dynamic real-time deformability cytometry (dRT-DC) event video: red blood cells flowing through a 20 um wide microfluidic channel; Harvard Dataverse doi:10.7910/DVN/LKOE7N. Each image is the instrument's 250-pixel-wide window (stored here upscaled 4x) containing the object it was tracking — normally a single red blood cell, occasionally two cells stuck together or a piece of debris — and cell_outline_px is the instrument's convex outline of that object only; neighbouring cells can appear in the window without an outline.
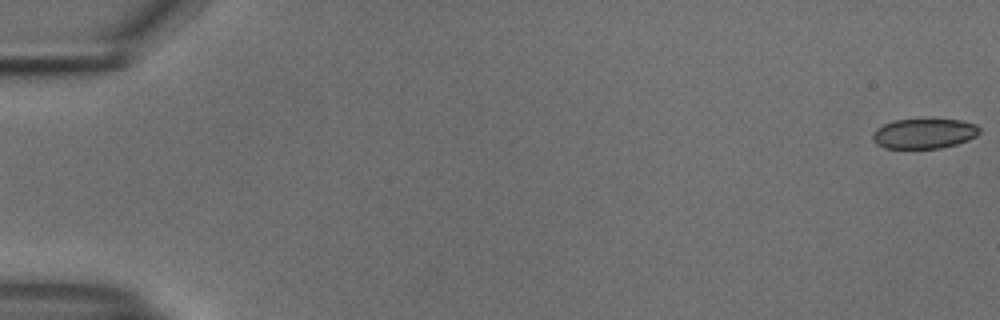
{"species": "common noctule bat (a hibernating species)", "species_latin": "Nyctalus noctula", "temperature_condition": "cold", "stored_images_in_passage": 55, "camera_frame_rate_fps": 3000, "um_per_image_px": 0.085, "animal": {"sex": "male", "body_mass_g": 18.8}, "frame": {"image": 1, "passage_image": 1, "time_ms": 0.0, "image_size_px": [1000, 320], "cell_outline_px": [[980, 132], [976, 136], [968, 140], [956, 144], [940, 148], [884, 148], [876, 144], [872, 140], [872, 136], [876, 128], [884, 124], [896, 120], [960, 120], [976, 124], [980, 128]], "centroid_in_image_um": [78.54, 11.36], "position_along_channel_um": 6.5, "area_um2": 18.55}}
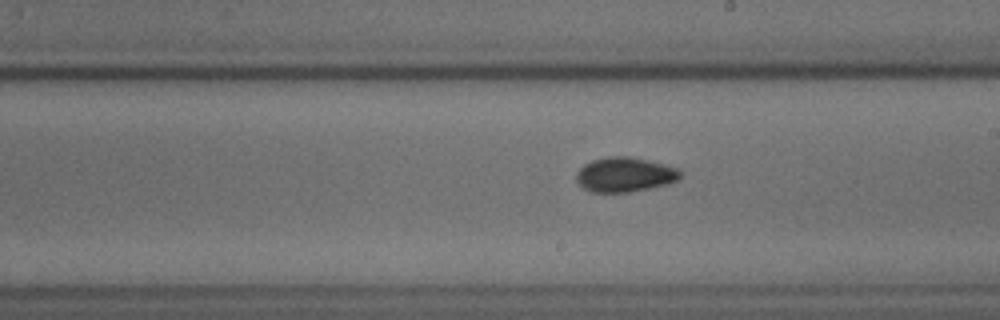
{"frame": {"image": 2, "passage_image": 32, "time_ms": 10.333, "image_size_px": [1000, 320], "cell_outline_px": [[680, 176], [676, 180], [668, 184], [628, 192], [592, 192], [584, 188], [576, 180], [576, 172], [584, 164], [592, 160], [608, 156], [628, 156], [648, 160], [680, 168]], "centroid_in_image_um": [53.1, 14.83], "position_along_channel_um": 235.9, "area_um2": 20.92}}
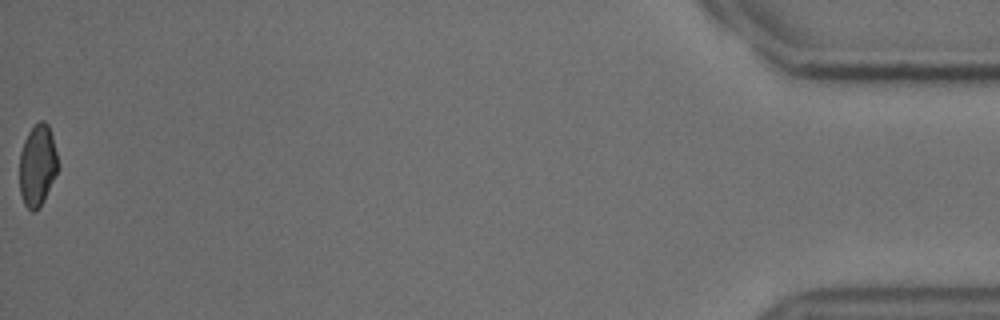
{"frame": {"image": 3, "passage_image": 55, "time_ms": 18.0, "image_size_px": [1000, 320], "cell_outline_px": [[60, 164], [44, 200], [36, 212], [32, 212], [24, 204], [20, 192], [20, 152], [24, 140], [28, 132], [40, 120], [44, 120], [48, 124], [52, 136]], "centroid_in_image_um": [3.19, 14.06], "position_along_channel_um": 432.0, "area_um2": 18.32}, "authors_computed_cell_mechanics": {"area_um2": 19.8832, "velocity_mm_per_s": 3.7564, "shape_relaxation_time_tau1_ms": 4.6374, "shape_relaxation_time_tau2_ms": 2.7472, "deformation_change_tau1": 0.0494, "deformation_change_tau2": 0.0601}}